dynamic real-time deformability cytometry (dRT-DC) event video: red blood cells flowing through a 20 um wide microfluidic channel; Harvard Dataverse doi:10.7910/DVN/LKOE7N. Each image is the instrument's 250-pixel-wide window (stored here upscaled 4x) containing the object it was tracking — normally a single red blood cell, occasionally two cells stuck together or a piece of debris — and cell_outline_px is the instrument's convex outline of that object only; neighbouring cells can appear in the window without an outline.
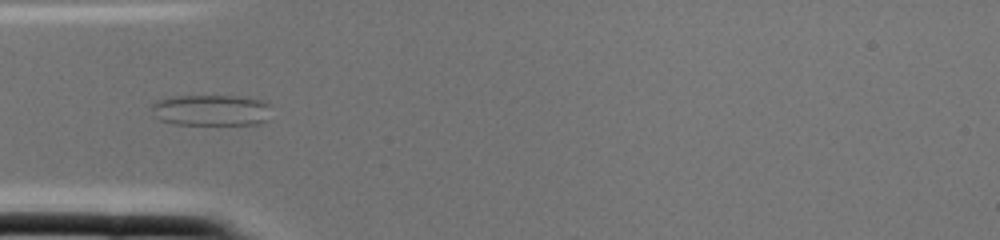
{"species": "common noctule bat (a hibernating species)", "species_latin": "Nyctalus noctula", "temperature_condition": "cold", "stored_images_in_passage": 2, "camera_frame_rate_fps": 3000, "um_per_image_px": 0.085, "animal": {"sex": "female", "body_mass_g": 22.0, "forearm_length_mm": 56.7}, "frame": {"image": 1, "passage_image": 2, "time_ms": 0.333, "image_size_px": [1000, 240], "cell_outline_px": [[268, 120], [260, 124], [176, 124], [160, 120], [156, 116], [152, 108], [152, 104], [156, 100], [172, 96], [236, 96], [264, 100], [268, 104]], "centroid_in_image_um": [17.95, 9.36], "position_along_channel_um": 67.0, "area_um2": 21.62}}